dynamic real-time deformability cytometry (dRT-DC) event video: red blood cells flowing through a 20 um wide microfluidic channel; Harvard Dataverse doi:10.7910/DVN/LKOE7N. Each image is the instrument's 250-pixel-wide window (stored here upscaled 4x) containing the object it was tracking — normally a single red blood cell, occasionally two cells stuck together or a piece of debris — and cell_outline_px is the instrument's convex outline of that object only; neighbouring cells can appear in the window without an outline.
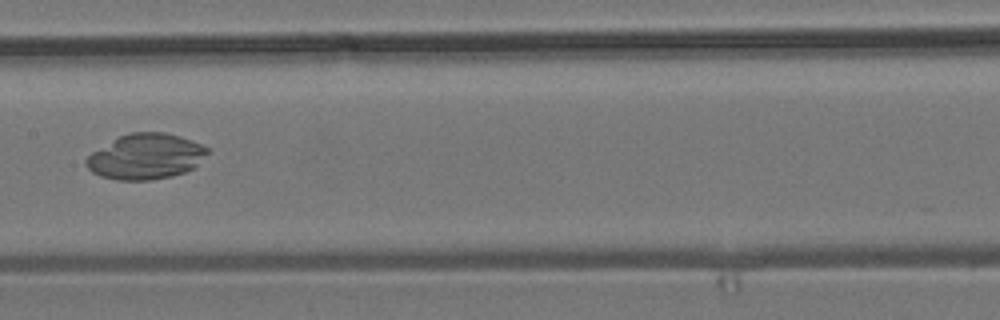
{"species": "common noctule bat (a hibernating species)", "species_latin": "Nyctalus noctula", "temperature_condition": "room temperature", "stored_images_in_passage": 9, "camera_frame_rate_fps": 3000, "um_per_image_px": 0.085, "animal": {"sex": "male", "body_mass_g": 19.2, "forearm_length_mm": 51.8}, "frame": {"image": 1, "passage_image": 8, "time_ms": 8.0, "image_size_px": [1000, 320], "cell_outline_px": [[212, 152], [192, 168], [184, 172], [172, 176], [148, 180], [116, 180], [100, 176], [92, 172], [84, 164], [84, 160], [92, 152], [120, 136], [132, 132], [164, 132], [180, 136], [204, 144]], "centroid_in_image_um": [12.41, 13.3], "position_along_channel_um": 195.0, "area_um2": 32.25}}
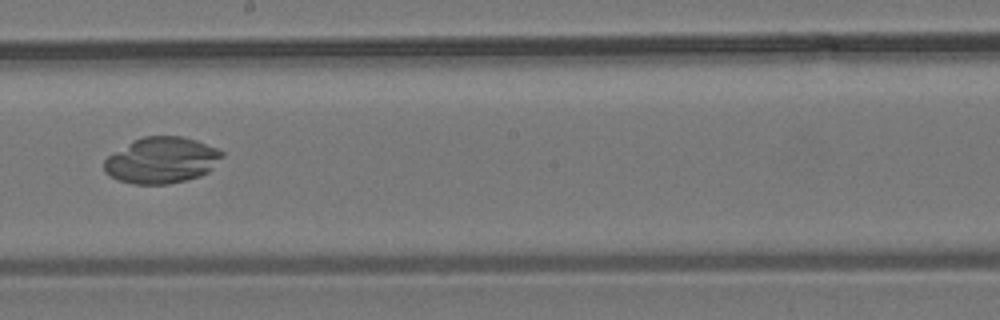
{"frame": {"image": 2, "passage_image": 9, "time_ms": 9.0, "image_size_px": [1000, 320], "cell_outline_px": [[224, 156], [208, 172], [200, 176], [168, 184], [132, 184], [116, 180], [104, 172], [104, 160], [108, 156], [132, 140], [144, 136], [184, 136], [196, 140], [216, 148], [224, 152]], "centroid_in_image_um": [13.72, 13.62], "position_along_channel_um": 234.5, "area_um2": 31.85}}